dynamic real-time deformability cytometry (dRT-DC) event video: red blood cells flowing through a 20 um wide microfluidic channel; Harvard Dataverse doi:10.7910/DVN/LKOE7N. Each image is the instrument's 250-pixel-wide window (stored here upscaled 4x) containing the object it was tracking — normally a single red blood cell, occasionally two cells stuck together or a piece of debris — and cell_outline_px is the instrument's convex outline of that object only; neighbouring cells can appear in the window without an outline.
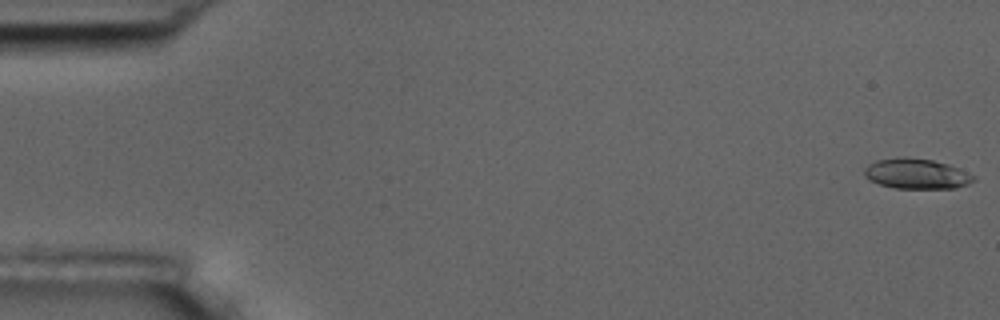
{"species": "common noctule bat (a hibernating species)", "species_latin": "Nyctalus noctula", "temperature_condition": "room temperature", "stored_images_in_passage": 5, "camera_frame_rate_fps": 3000, "um_per_image_px": 0.085, "animal": {"sex": "male", "body_mass_g": 17.5, "forearm_length_mm": 52.3}, "frame": {"image": 1, "passage_image": 1, "time_ms": 0.0, "image_size_px": [1000, 320], "cell_outline_px": [[976, 180], [968, 184], [956, 188], [896, 188], [880, 184], [868, 180], [864, 176], [864, 168], [868, 164], [876, 160], [904, 156], [932, 160], [948, 164], [976, 176]], "centroid_in_image_um": [77.89, 14.76], "position_along_channel_um": 7.1, "area_um2": 19.36}}
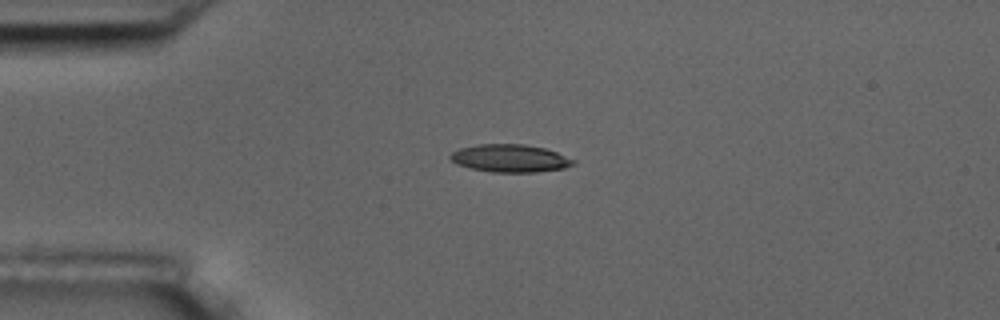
{"frame": {"image": 2, "passage_image": 4, "time_ms": 4.333, "image_size_px": [1000, 320], "cell_outline_px": [[576, 164], [564, 168], [536, 172], [492, 172], [472, 168], [456, 164], [448, 156], [452, 152], [460, 148], [476, 144], [524, 144], [544, 148], [556, 152], [576, 160]], "centroid_in_image_um": [43.36, 13.45], "position_along_channel_um": 41.6, "area_um2": 19.88}}